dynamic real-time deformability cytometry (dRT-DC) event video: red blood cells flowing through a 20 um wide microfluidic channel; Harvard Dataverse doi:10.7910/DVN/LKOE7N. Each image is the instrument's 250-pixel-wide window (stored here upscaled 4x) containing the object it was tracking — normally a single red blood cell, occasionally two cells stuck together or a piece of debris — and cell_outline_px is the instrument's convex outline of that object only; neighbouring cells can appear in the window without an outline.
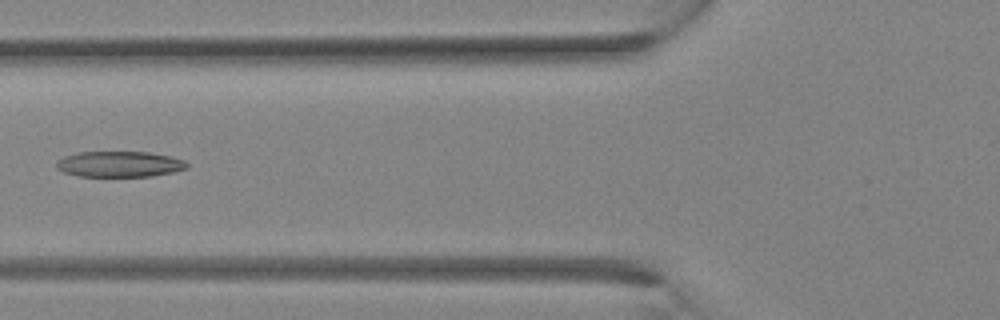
{"species": "Egyptian fruit bat (a non-hibernating species)", "species_latin": "Rousettus aegyptiacus", "temperature_condition": "room temperature", "stored_images_in_passage": 33, "camera_frame_rate_fps": 3000, "um_per_image_px": 0.085, "animal": {"sex": "female"}, "frame": {"image": 1, "passage_image": 13, "time_ms": 4.0, "image_size_px": [1000, 320], "cell_outline_px": [[188, 168], [172, 172], [152, 176], [76, 176], [64, 172], [56, 168], [56, 160], [64, 156], [76, 152], [148, 152], [172, 156], [184, 160], [188, 164]], "centroid_in_image_um": [10.14, 13.94], "position_along_channel_um": 115.7, "area_um2": 19.71}}
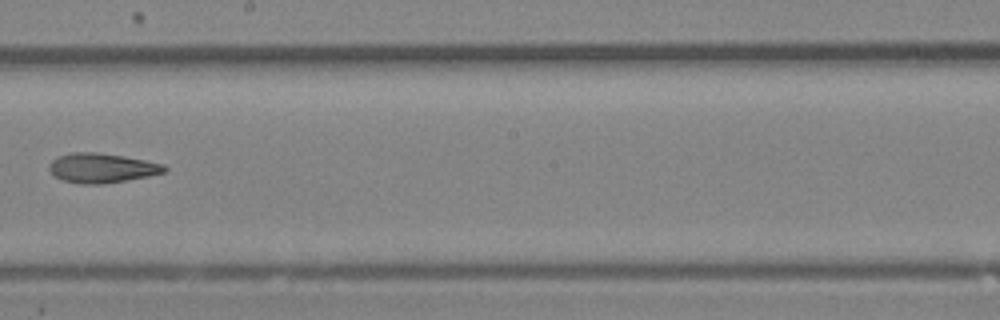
{"frame": {"image": 2, "passage_image": 19, "time_ms": 6.0, "image_size_px": [1000, 320], "cell_outline_px": [[168, 168], [164, 172], [148, 176], [100, 184], [80, 184], [64, 180], [56, 176], [48, 168], [48, 164], [56, 156], [68, 152], [96, 152], [124, 156], [164, 164]], "centroid_in_image_um": [8.62, 14.26], "position_along_channel_um": 239.6, "area_um2": 19.77}}
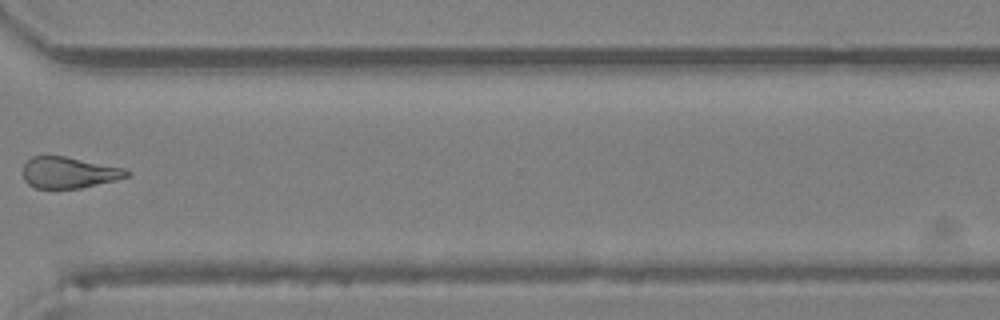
{"frame": {"image": 3, "passage_image": 25, "time_ms": 8.0, "image_size_px": [1000, 320], "cell_outline_px": [[132, 172], [128, 176], [116, 180], [80, 188], [36, 188], [28, 184], [24, 180], [20, 172], [24, 164], [32, 156], [64, 156], [124, 168]], "centroid_in_image_um": [5.82, 14.67], "position_along_channel_um": 364.8, "area_um2": 18.96}}